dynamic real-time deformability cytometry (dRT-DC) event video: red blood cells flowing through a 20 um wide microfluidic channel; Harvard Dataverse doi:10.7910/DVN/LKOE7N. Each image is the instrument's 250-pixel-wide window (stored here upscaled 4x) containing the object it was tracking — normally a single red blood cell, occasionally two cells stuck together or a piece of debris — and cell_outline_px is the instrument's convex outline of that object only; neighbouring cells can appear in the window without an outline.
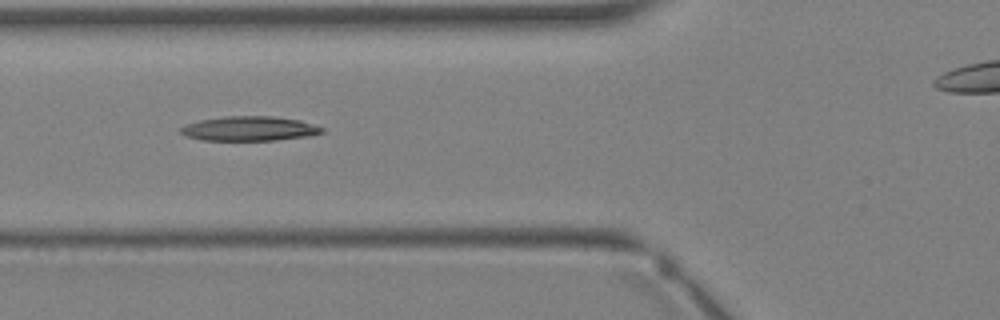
{"species": "Egyptian fruit bat (a non-hibernating species)", "species_latin": "Rousettus aegyptiacus", "temperature_condition": "warm", "stored_images_in_passage": 5, "camera_frame_rate_fps": 3000, "um_per_image_px": 0.085, "animal": {"sex": "female"}, "frame": {"image": 1, "passage_image": 5, "time_ms": 5.0, "image_size_px": [1000, 320], "cell_outline_px": [[324, 132], [312, 136], [276, 140], [204, 140], [188, 136], [180, 132], [180, 128], [188, 124], [200, 120], [224, 116], [272, 116], [300, 120], [324, 128]], "centroid_in_image_um": [21.26, 10.93], "position_along_channel_um": 104.5, "area_um2": 20.11}}